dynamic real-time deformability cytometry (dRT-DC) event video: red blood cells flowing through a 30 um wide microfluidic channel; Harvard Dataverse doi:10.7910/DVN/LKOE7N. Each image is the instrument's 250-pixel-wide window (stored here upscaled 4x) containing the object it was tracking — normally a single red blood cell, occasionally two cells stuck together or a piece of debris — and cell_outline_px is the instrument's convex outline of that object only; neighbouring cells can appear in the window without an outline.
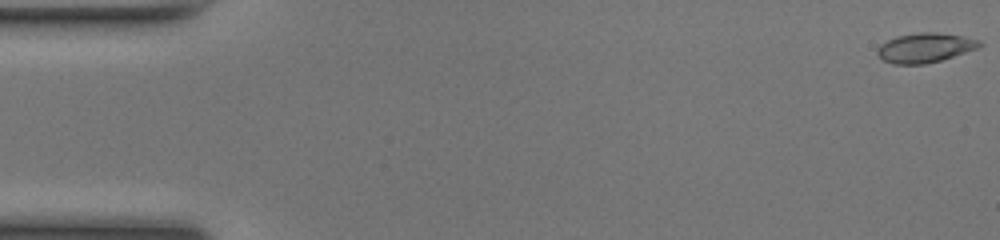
{"species": "common noctule bat (a hibernating species)", "species_latin": "Nyctalus noctula", "temperature_condition": "room temperature", "stored_images_in_passage": 49, "camera_frame_rate_fps": 3000, "um_per_image_px": 0.085, "animal": {"sex": "female", "body_mass_g": 17.0, "forearm_length_mm": 48.0}, "frame": {"image": 1, "passage_image": 1, "time_ms": 0.0, "image_size_px": [1000, 240], "cell_outline_px": [[984, 44], [976, 48], [940, 60], [924, 64], [892, 64], [884, 60], [876, 52], [876, 48], [880, 44], [896, 36], [920, 32], [936, 32], [960, 36], [980, 40]], "centroid_in_image_um": [78.58, 4.05], "position_along_channel_um": 6.4, "area_um2": 17.34}}
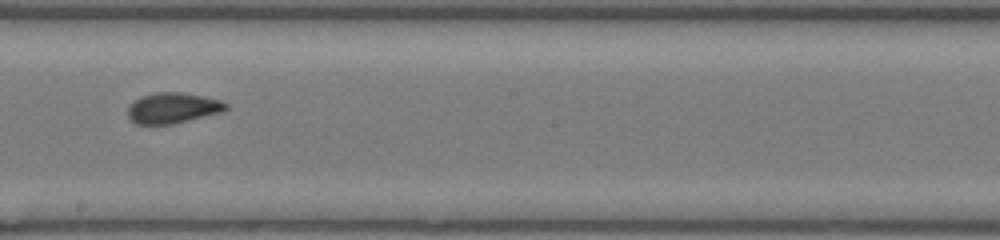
{"frame": {"image": 2, "passage_image": 28, "time_ms": 9.0, "image_size_px": [1000, 240], "cell_outline_px": [[228, 108], [224, 112], [172, 124], [136, 124], [128, 116], [128, 108], [140, 96], [156, 92], [180, 92], [204, 96], [220, 100], [228, 104]], "centroid_in_image_um": [14.72, 9.18], "position_along_channel_um": 233.5, "area_um2": 17.51}}
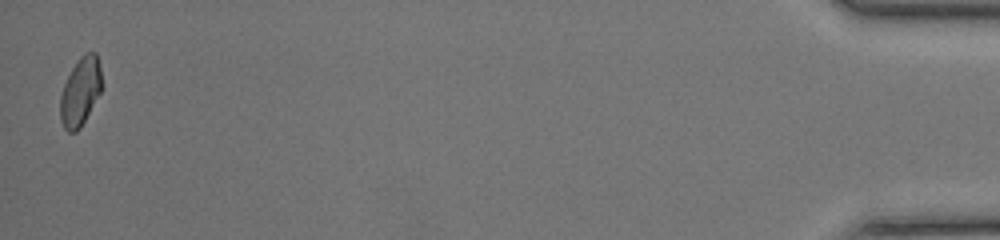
{"frame": {"image": 3, "passage_image": 49, "time_ms": 16.0, "image_size_px": [1000, 240], "cell_outline_px": [[100, 92], [80, 128], [76, 132], [68, 132], [64, 128], [60, 120], [60, 96], [64, 84], [72, 68], [80, 56], [84, 52], [96, 52], [100, 68]], "centroid_in_image_um": [6.8, 7.79], "position_along_channel_um": 428.4, "area_um2": 16.24}, "authors_computed_cell_mechanics": {"area_um2": 17.2822, "velocity_mm_per_s": 4.2354, "shape_relaxation_time_tau1_ms": null, "shape_relaxation_time_tau2_ms": 0.9034, "deformation_change_tau1": null, "deformation_change_tau2": 0.0507}}